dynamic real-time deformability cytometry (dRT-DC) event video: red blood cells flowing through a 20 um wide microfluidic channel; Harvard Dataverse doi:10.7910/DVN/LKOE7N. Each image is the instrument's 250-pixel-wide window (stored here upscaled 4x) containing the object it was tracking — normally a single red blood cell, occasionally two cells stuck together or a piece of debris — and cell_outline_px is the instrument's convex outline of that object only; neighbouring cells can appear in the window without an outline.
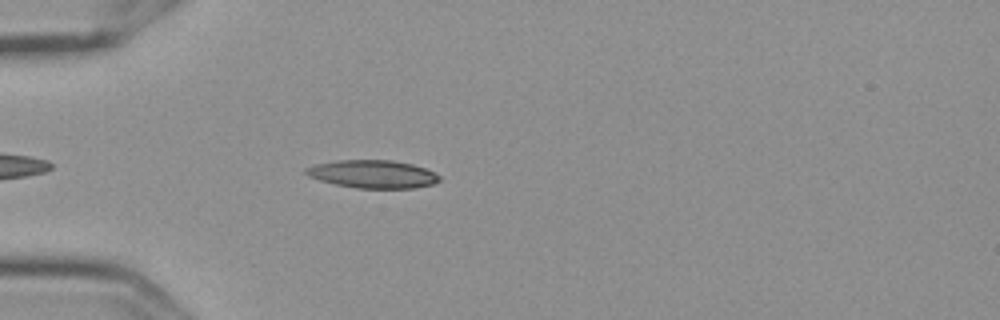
{"species": "Egyptian fruit bat (a non-hibernating species)", "species_latin": "Rousettus aegyptiacus", "temperature_condition": "cold", "stored_images_in_passage": 30, "camera_frame_rate_fps": 3000, "um_per_image_px": 0.085, "frame": {"image": 1, "passage_image": 5, "time_ms": 1.333, "image_size_px": [1000, 320], "cell_outline_px": [[440, 180], [432, 184], [416, 188], [356, 188], [336, 184], [320, 180], [308, 176], [304, 172], [304, 168], [316, 164], [336, 160], [392, 160], [412, 164], [424, 168], [440, 176]], "centroid_in_image_um": [31.66, 14.79], "position_along_channel_um": 53.3, "area_um2": 21.68}}
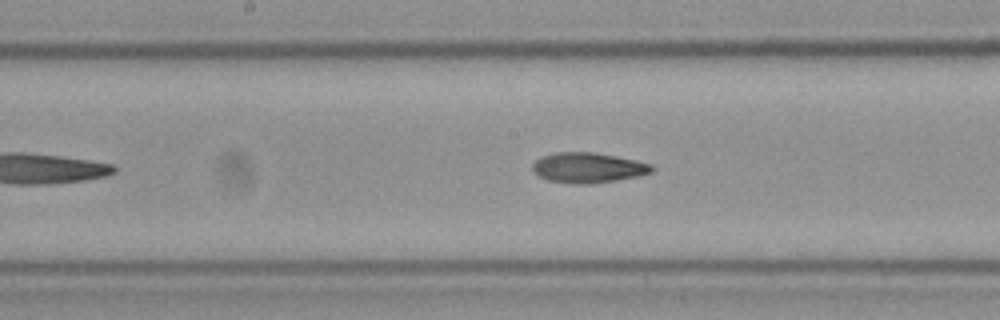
{"frame": {"image": 2, "passage_image": 18, "time_ms": 5.667, "image_size_px": [1000, 320], "cell_outline_px": [[652, 172], [636, 176], [616, 180], [592, 184], [572, 184], [548, 180], [532, 172], [532, 164], [540, 156], [556, 152], [592, 152], [652, 164]], "centroid_in_image_um": [49.9, 14.26], "position_along_channel_um": 198.3, "area_um2": 20.81}}
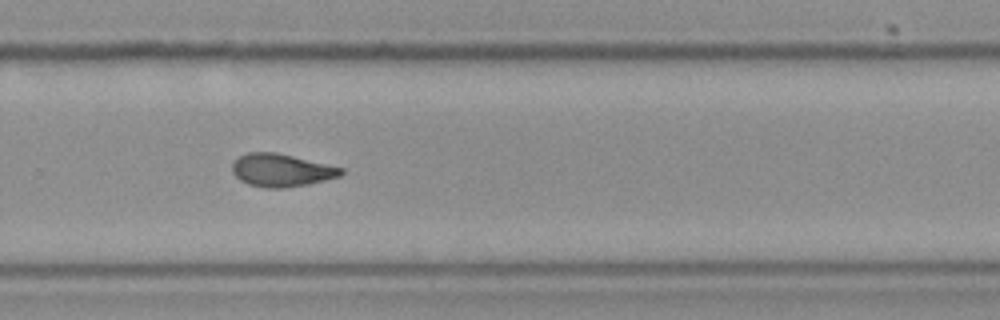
{"frame": {"image": 3, "passage_image": 27, "time_ms": 8.667, "image_size_px": [1000, 320], "cell_outline_px": [[344, 172], [340, 176], [308, 184], [280, 188], [268, 188], [248, 184], [240, 180], [232, 172], [232, 164], [240, 156], [248, 152], [276, 152], [344, 168]], "centroid_in_image_um": [23.91, 14.46], "position_along_channel_um": 305.9, "area_um2": 20.63}}